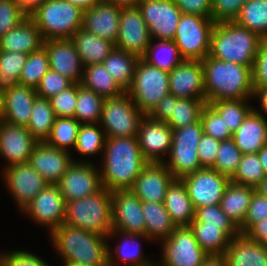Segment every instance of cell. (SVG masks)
Returning <instances> with one entry per match:
<instances>
[{
  "instance_id": "obj_58",
  "label": "cell",
  "mask_w": 267,
  "mask_h": 266,
  "mask_svg": "<svg viewBox=\"0 0 267 266\" xmlns=\"http://www.w3.org/2000/svg\"><path fill=\"white\" fill-rule=\"evenodd\" d=\"M254 89L267 87V39H263L252 69Z\"/></svg>"
},
{
  "instance_id": "obj_11",
  "label": "cell",
  "mask_w": 267,
  "mask_h": 266,
  "mask_svg": "<svg viewBox=\"0 0 267 266\" xmlns=\"http://www.w3.org/2000/svg\"><path fill=\"white\" fill-rule=\"evenodd\" d=\"M161 258L158 266H201L208 254L200 247L189 226L176 227L161 241Z\"/></svg>"
},
{
  "instance_id": "obj_28",
  "label": "cell",
  "mask_w": 267,
  "mask_h": 266,
  "mask_svg": "<svg viewBox=\"0 0 267 266\" xmlns=\"http://www.w3.org/2000/svg\"><path fill=\"white\" fill-rule=\"evenodd\" d=\"M35 88L15 84L4 92L3 121L27 127L34 100L37 98Z\"/></svg>"
},
{
  "instance_id": "obj_61",
  "label": "cell",
  "mask_w": 267,
  "mask_h": 266,
  "mask_svg": "<svg viewBox=\"0 0 267 266\" xmlns=\"http://www.w3.org/2000/svg\"><path fill=\"white\" fill-rule=\"evenodd\" d=\"M244 234L253 241L267 245V218L253 224Z\"/></svg>"
},
{
  "instance_id": "obj_36",
  "label": "cell",
  "mask_w": 267,
  "mask_h": 266,
  "mask_svg": "<svg viewBox=\"0 0 267 266\" xmlns=\"http://www.w3.org/2000/svg\"><path fill=\"white\" fill-rule=\"evenodd\" d=\"M139 59L138 56L115 47L102 64L118 85L126 92L132 84Z\"/></svg>"
},
{
  "instance_id": "obj_13",
  "label": "cell",
  "mask_w": 267,
  "mask_h": 266,
  "mask_svg": "<svg viewBox=\"0 0 267 266\" xmlns=\"http://www.w3.org/2000/svg\"><path fill=\"white\" fill-rule=\"evenodd\" d=\"M137 7L151 39L173 40L182 14L174 0H140Z\"/></svg>"
},
{
  "instance_id": "obj_55",
  "label": "cell",
  "mask_w": 267,
  "mask_h": 266,
  "mask_svg": "<svg viewBox=\"0 0 267 266\" xmlns=\"http://www.w3.org/2000/svg\"><path fill=\"white\" fill-rule=\"evenodd\" d=\"M248 0H211V19L215 23L235 21Z\"/></svg>"
},
{
  "instance_id": "obj_40",
  "label": "cell",
  "mask_w": 267,
  "mask_h": 266,
  "mask_svg": "<svg viewBox=\"0 0 267 266\" xmlns=\"http://www.w3.org/2000/svg\"><path fill=\"white\" fill-rule=\"evenodd\" d=\"M55 118L49 99L37 97L26 128L38 142H43L50 135Z\"/></svg>"
},
{
  "instance_id": "obj_68",
  "label": "cell",
  "mask_w": 267,
  "mask_h": 266,
  "mask_svg": "<svg viewBox=\"0 0 267 266\" xmlns=\"http://www.w3.org/2000/svg\"><path fill=\"white\" fill-rule=\"evenodd\" d=\"M256 191L267 198V175L265 179L256 188Z\"/></svg>"
},
{
  "instance_id": "obj_10",
  "label": "cell",
  "mask_w": 267,
  "mask_h": 266,
  "mask_svg": "<svg viewBox=\"0 0 267 266\" xmlns=\"http://www.w3.org/2000/svg\"><path fill=\"white\" fill-rule=\"evenodd\" d=\"M144 116L124 92L116 97L104 98L99 125L106 137H136Z\"/></svg>"
},
{
  "instance_id": "obj_18",
  "label": "cell",
  "mask_w": 267,
  "mask_h": 266,
  "mask_svg": "<svg viewBox=\"0 0 267 266\" xmlns=\"http://www.w3.org/2000/svg\"><path fill=\"white\" fill-rule=\"evenodd\" d=\"M111 211L112 231L145 235L142 201L130 189L111 192Z\"/></svg>"
},
{
  "instance_id": "obj_54",
  "label": "cell",
  "mask_w": 267,
  "mask_h": 266,
  "mask_svg": "<svg viewBox=\"0 0 267 266\" xmlns=\"http://www.w3.org/2000/svg\"><path fill=\"white\" fill-rule=\"evenodd\" d=\"M27 17L17 0H0V38Z\"/></svg>"
},
{
  "instance_id": "obj_29",
  "label": "cell",
  "mask_w": 267,
  "mask_h": 266,
  "mask_svg": "<svg viewBox=\"0 0 267 266\" xmlns=\"http://www.w3.org/2000/svg\"><path fill=\"white\" fill-rule=\"evenodd\" d=\"M224 256L227 266H267V245L239 234L230 240Z\"/></svg>"
},
{
  "instance_id": "obj_1",
  "label": "cell",
  "mask_w": 267,
  "mask_h": 266,
  "mask_svg": "<svg viewBox=\"0 0 267 266\" xmlns=\"http://www.w3.org/2000/svg\"><path fill=\"white\" fill-rule=\"evenodd\" d=\"M100 167L102 185L107 190L131 189L148 161L136 137H107Z\"/></svg>"
},
{
  "instance_id": "obj_5",
  "label": "cell",
  "mask_w": 267,
  "mask_h": 266,
  "mask_svg": "<svg viewBox=\"0 0 267 266\" xmlns=\"http://www.w3.org/2000/svg\"><path fill=\"white\" fill-rule=\"evenodd\" d=\"M64 224L107 237L112 231L111 191L103 187L92 195L66 202Z\"/></svg>"
},
{
  "instance_id": "obj_31",
  "label": "cell",
  "mask_w": 267,
  "mask_h": 266,
  "mask_svg": "<svg viewBox=\"0 0 267 266\" xmlns=\"http://www.w3.org/2000/svg\"><path fill=\"white\" fill-rule=\"evenodd\" d=\"M43 44L44 39L39 28L29 17L0 38V50L7 52L30 54Z\"/></svg>"
},
{
  "instance_id": "obj_46",
  "label": "cell",
  "mask_w": 267,
  "mask_h": 266,
  "mask_svg": "<svg viewBox=\"0 0 267 266\" xmlns=\"http://www.w3.org/2000/svg\"><path fill=\"white\" fill-rule=\"evenodd\" d=\"M50 70L48 53L44 46L28 54L19 76L18 84L36 88L42 77Z\"/></svg>"
},
{
  "instance_id": "obj_35",
  "label": "cell",
  "mask_w": 267,
  "mask_h": 266,
  "mask_svg": "<svg viewBox=\"0 0 267 266\" xmlns=\"http://www.w3.org/2000/svg\"><path fill=\"white\" fill-rule=\"evenodd\" d=\"M142 212L146 225L145 235L151 242L167 239L174 232L176 225L163 202L142 201Z\"/></svg>"
},
{
  "instance_id": "obj_39",
  "label": "cell",
  "mask_w": 267,
  "mask_h": 266,
  "mask_svg": "<svg viewBox=\"0 0 267 266\" xmlns=\"http://www.w3.org/2000/svg\"><path fill=\"white\" fill-rule=\"evenodd\" d=\"M157 41V43H155ZM142 59L156 68L170 72L183 59L173 40L151 39Z\"/></svg>"
},
{
  "instance_id": "obj_16",
  "label": "cell",
  "mask_w": 267,
  "mask_h": 266,
  "mask_svg": "<svg viewBox=\"0 0 267 266\" xmlns=\"http://www.w3.org/2000/svg\"><path fill=\"white\" fill-rule=\"evenodd\" d=\"M207 102L204 99H179L168 94L148 114L154 120L166 122L173 130L198 122Z\"/></svg>"
},
{
  "instance_id": "obj_45",
  "label": "cell",
  "mask_w": 267,
  "mask_h": 266,
  "mask_svg": "<svg viewBox=\"0 0 267 266\" xmlns=\"http://www.w3.org/2000/svg\"><path fill=\"white\" fill-rule=\"evenodd\" d=\"M249 101V99H230L215 101L209 104L219 113L226 127L234 133L243 124L244 119L254 108L249 104Z\"/></svg>"
},
{
  "instance_id": "obj_60",
  "label": "cell",
  "mask_w": 267,
  "mask_h": 266,
  "mask_svg": "<svg viewBox=\"0 0 267 266\" xmlns=\"http://www.w3.org/2000/svg\"><path fill=\"white\" fill-rule=\"evenodd\" d=\"M183 14L211 18V0H174Z\"/></svg>"
},
{
  "instance_id": "obj_42",
  "label": "cell",
  "mask_w": 267,
  "mask_h": 266,
  "mask_svg": "<svg viewBox=\"0 0 267 266\" xmlns=\"http://www.w3.org/2000/svg\"><path fill=\"white\" fill-rule=\"evenodd\" d=\"M104 98L96 92L78 83V96L74 118L80 124H95L100 122Z\"/></svg>"
},
{
  "instance_id": "obj_22",
  "label": "cell",
  "mask_w": 267,
  "mask_h": 266,
  "mask_svg": "<svg viewBox=\"0 0 267 266\" xmlns=\"http://www.w3.org/2000/svg\"><path fill=\"white\" fill-rule=\"evenodd\" d=\"M169 89L179 99H204V69L201 61L182 60L169 72Z\"/></svg>"
},
{
  "instance_id": "obj_14",
  "label": "cell",
  "mask_w": 267,
  "mask_h": 266,
  "mask_svg": "<svg viewBox=\"0 0 267 266\" xmlns=\"http://www.w3.org/2000/svg\"><path fill=\"white\" fill-rule=\"evenodd\" d=\"M185 184L194 209L218 205L231 181L213 168H201L181 178Z\"/></svg>"
},
{
  "instance_id": "obj_62",
  "label": "cell",
  "mask_w": 267,
  "mask_h": 266,
  "mask_svg": "<svg viewBox=\"0 0 267 266\" xmlns=\"http://www.w3.org/2000/svg\"><path fill=\"white\" fill-rule=\"evenodd\" d=\"M253 98H256L259 100L260 102V108H257L254 106V110L260 114L263 115L264 117H266L265 115L267 114V87L263 88V89H254V94H253ZM261 109V111L259 110ZM263 112L265 114H263Z\"/></svg>"
},
{
  "instance_id": "obj_52",
  "label": "cell",
  "mask_w": 267,
  "mask_h": 266,
  "mask_svg": "<svg viewBox=\"0 0 267 266\" xmlns=\"http://www.w3.org/2000/svg\"><path fill=\"white\" fill-rule=\"evenodd\" d=\"M73 84L74 82L68 77L50 69L42 77L35 90L38 97L49 99L68 89Z\"/></svg>"
},
{
  "instance_id": "obj_34",
  "label": "cell",
  "mask_w": 267,
  "mask_h": 266,
  "mask_svg": "<svg viewBox=\"0 0 267 266\" xmlns=\"http://www.w3.org/2000/svg\"><path fill=\"white\" fill-rule=\"evenodd\" d=\"M255 190L253 187L230 181L224 191L220 202L221 209L238 228L245 220Z\"/></svg>"
},
{
  "instance_id": "obj_44",
  "label": "cell",
  "mask_w": 267,
  "mask_h": 266,
  "mask_svg": "<svg viewBox=\"0 0 267 266\" xmlns=\"http://www.w3.org/2000/svg\"><path fill=\"white\" fill-rule=\"evenodd\" d=\"M101 128L99 123L81 124L74 150L83 157L103 153L107 137Z\"/></svg>"
},
{
  "instance_id": "obj_47",
  "label": "cell",
  "mask_w": 267,
  "mask_h": 266,
  "mask_svg": "<svg viewBox=\"0 0 267 266\" xmlns=\"http://www.w3.org/2000/svg\"><path fill=\"white\" fill-rule=\"evenodd\" d=\"M28 54L0 50V90L4 93L19 82Z\"/></svg>"
},
{
  "instance_id": "obj_50",
  "label": "cell",
  "mask_w": 267,
  "mask_h": 266,
  "mask_svg": "<svg viewBox=\"0 0 267 266\" xmlns=\"http://www.w3.org/2000/svg\"><path fill=\"white\" fill-rule=\"evenodd\" d=\"M195 220L207 225L219 226L231 239L240 234L239 228L222 211L220 204L196 208Z\"/></svg>"
},
{
  "instance_id": "obj_33",
  "label": "cell",
  "mask_w": 267,
  "mask_h": 266,
  "mask_svg": "<svg viewBox=\"0 0 267 266\" xmlns=\"http://www.w3.org/2000/svg\"><path fill=\"white\" fill-rule=\"evenodd\" d=\"M71 40L75 44L83 67L102 63L115 48L114 43L98 37L83 27L74 33Z\"/></svg>"
},
{
  "instance_id": "obj_7",
  "label": "cell",
  "mask_w": 267,
  "mask_h": 266,
  "mask_svg": "<svg viewBox=\"0 0 267 266\" xmlns=\"http://www.w3.org/2000/svg\"><path fill=\"white\" fill-rule=\"evenodd\" d=\"M137 108L148 115L170 93L169 72L138 60L130 88L126 91Z\"/></svg>"
},
{
  "instance_id": "obj_59",
  "label": "cell",
  "mask_w": 267,
  "mask_h": 266,
  "mask_svg": "<svg viewBox=\"0 0 267 266\" xmlns=\"http://www.w3.org/2000/svg\"><path fill=\"white\" fill-rule=\"evenodd\" d=\"M220 145V140L214 139L211 136L203 134L198 146V159L203 168H211L217 156V151Z\"/></svg>"
},
{
  "instance_id": "obj_20",
  "label": "cell",
  "mask_w": 267,
  "mask_h": 266,
  "mask_svg": "<svg viewBox=\"0 0 267 266\" xmlns=\"http://www.w3.org/2000/svg\"><path fill=\"white\" fill-rule=\"evenodd\" d=\"M137 138L148 162H164L172 146L173 129L166 122L145 115L140 121Z\"/></svg>"
},
{
  "instance_id": "obj_2",
  "label": "cell",
  "mask_w": 267,
  "mask_h": 266,
  "mask_svg": "<svg viewBox=\"0 0 267 266\" xmlns=\"http://www.w3.org/2000/svg\"><path fill=\"white\" fill-rule=\"evenodd\" d=\"M204 69L206 102L253 99L252 68L242 64L206 56L201 61Z\"/></svg>"
},
{
  "instance_id": "obj_49",
  "label": "cell",
  "mask_w": 267,
  "mask_h": 266,
  "mask_svg": "<svg viewBox=\"0 0 267 266\" xmlns=\"http://www.w3.org/2000/svg\"><path fill=\"white\" fill-rule=\"evenodd\" d=\"M241 156L242 153L232 138L220 141L215 163L211 168L231 179L239 166Z\"/></svg>"
},
{
  "instance_id": "obj_64",
  "label": "cell",
  "mask_w": 267,
  "mask_h": 266,
  "mask_svg": "<svg viewBox=\"0 0 267 266\" xmlns=\"http://www.w3.org/2000/svg\"><path fill=\"white\" fill-rule=\"evenodd\" d=\"M201 266H227L224 255H208Z\"/></svg>"
},
{
  "instance_id": "obj_12",
  "label": "cell",
  "mask_w": 267,
  "mask_h": 266,
  "mask_svg": "<svg viewBox=\"0 0 267 266\" xmlns=\"http://www.w3.org/2000/svg\"><path fill=\"white\" fill-rule=\"evenodd\" d=\"M34 223L47 227L49 235L65 222L66 201L57 184H47L22 210Z\"/></svg>"
},
{
  "instance_id": "obj_63",
  "label": "cell",
  "mask_w": 267,
  "mask_h": 266,
  "mask_svg": "<svg viewBox=\"0 0 267 266\" xmlns=\"http://www.w3.org/2000/svg\"><path fill=\"white\" fill-rule=\"evenodd\" d=\"M47 0H17L22 11L29 16Z\"/></svg>"
},
{
  "instance_id": "obj_48",
  "label": "cell",
  "mask_w": 267,
  "mask_h": 266,
  "mask_svg": "<svg viewBox=\"0 0 267 266\" xmlns=\"http://www.w3.org/2000/svg\"><path fill=\"white\" fill-rule=\"evenodd\" d=\"M265 177L266 173L263 170L258 154L253 153L242 154L239 166L230 180L256 189Z\"/></svg>"
},
{
  "instance_id": "obj_41",
  "label": "cell",
  "mask_w": 267,
  "mask_h": 266,
  "mask_svg": "<svg viewBox=\"0 0 267 266\" xmlns=\"http://www.w3.org/2000/svg\"><path fill=\"white\" fill-rule=\"evenodd\" d=\"M234 22L267 39V0H248Z\"/></svg>"
},
{
  "instance_id": "obj_21",
  "label": "cell",
  "mask_w": 267,
  "mask_h": 266,
  "mask_svg": "<svg viewBox=\"0 0 267 266\" xmlns=\"http://www.w3.org/2000/svg\"><path fill=\"white\" fill-rule=\"evenodd\" d=\"M71 151L51 147L43 142H38L29 158V164L44 178L48 184H57L74 160Z\"/></svg>"
},
{
  "instance_id": "obj_15",
  "label": "cell",
  "mask_w": 267,
  "mask_h": 266,
  "mask_svg": "<svg viewBox=\"0 0 267 266\" xmlns=\"http://www.w3.org/2000/svg\"><path fill=\"white\" fill-rule=\"evenodd\" d=\"M57 185L66 202L87 197L103 188L99 168L87 159L73 162Z\"/></svg>"
},
{
  "instance_id": "obj_25",
  "label": "cell",
  "mask_w": 267,
  "mask_h": 266,
  "mask_svg": "<svg viewBox=\"0 0 267 266\" xmlns=\"http://www.w3.org/2000/svg\"><path fill=\"white\" fill-rule=\"evenodd\" d=\"M43 46L48 53L51 70L74 83H81L84 67L71 39H47Z\"/></svg>"
},
{
  "instance_id": "obj_19",
  "label": "cell",
  "mask_w": 267,
  "mask_h": 266,
  "mask_svg": "<svg viewBox=\"0 0 267 266\" xmlns=\"http://www.w3.org/2000/svg\"><path fill=\"white\" fill-rule=\"evenodd\" d=\"M150 42L149 28L139 8H122L115 47L142 58Z\"/></svg>"
},
{
  "instance_id": "obj_57",
  "label": "cell",
  "mask_w": 267,
  "mask_h": 266,
  "mask_svg": "<svg viewBox=\"0 0 267 266\" xmlns=\"http://www.w3.org/2000/svg\"><path fill=\"white\" fill-rule=\"evenodd\" d=\"M267 218V198L256 190L243 224L239 227L240 234H244L253 224Z\"/></svg>"
},
{
  "instance_id": "obj_53",
  "label": "cell",
  "mask_w": 267,
  "mask_h": 266,
  "mask_svg": "<svg viewBox=\"0 0 267 266\" xmlns=\"http://www.w3.org/2000/svg\"><path fill=\"white\" fill-rule=\"evenodd\" d=\"M78 96V83H74L68 89L58 95L49 98L55 117H74Z\"/></svg>"
},
{
  "instance_id": "obj_24",
  "label": "cell",
  "mask_w": 267,
  "mask_h": 266,
  "mask_svg": "<svg viewBox=\"0 0 267 266\" xmlns=\"http://www.w3.org/2000/svg\"><path fill=\"white\" fill-rule=\"evenodd\" d=\"M175 178L163 162H148L130 189L141 201L163 202Z\"/></svg>"
},
{
  "instance_id": "obj_23",
  "label": "cell",
  "mask_w": 267,
  "mask_h": 266,
  "mask_svg": "<svg viewBox=\"0 0 267 266\" xmlns=\"http://www.w3.org/2000/svg\"><path fill=\"white\" fill-rule=\"evenodd\" d=\"M37 143L25 126L0 121V156L6 160L4 168L13 164L28 163Z\"/></svg>"
},
{
  "instance_id": "obj_8",
  "label": "cell",
  "mask_w": 267,
  "mask_h": 266,
  "mask_svg": "<svg viewBox=\"0 0 267 266\" xmlns=\"http://www.w3.org/2000/svg\"><path fill=\"white\" fill-rule=\"evenodd\" d=\"M204 134L201 120L173 130L172 146L164 164L175 179L203 168L198 159L197 146Z\"/></svg>"
},
{
  "instance_id": "obj_4",
  "label": "cell",
  "mask_w": 267,
  "mask_h": 266,
  "mask_svg": "<svg viewBox=\"0 0 267 266\" xmlns=\"http://www.w3.org/2000/svg\"><path fill=\"white\" fill-rule=\"evenodd\" d=\"M262 38L236 22L215 23L209 56L253 69Z\"/></svg>"
},
{
  "instance_id": "obj_30",
  "label": "cell",
  "mask_w": 267,
  "mask_h": 266,
  "mask_svg": "<svg viewBox=\"0 0 267 266\" xmlns=\"http://www.w3.org/2000/svg\"><path fill=\"white\" fill-rule=\"evenodd\" d=\"M232 139L242 154L257 153L267 144V118L253 109L233 133Z\"/></svg>"
},
{
  "instance_id": "obj_32",
  "label": "cell",
  "mask_w": 267,
  "mask_h": 266,
  "mask_svg": "<svg viewBox=\"0 0 267 266\" xmlns=\"http://www.w3.org/2000/svg\"><path fill=\"white\" fill-rule=\"evenodd\" d=\"M163 204L176 227L189 226L195 219V209L181 179L168 186Z\"/></svg>"
},
{
  "instance_id": "obj_69",
  "label": "cell",
  "mask_w": 267,
  "mask_h": 266,
  "mask_svg": "<svg viewBox=\"0 0 267 266\" xmlns=\"http://www.w3.org/2000/svg\"><path fill=\"white\" fill-rule=\"evenodd\" d=\"M4 113V93L0 90V121L3 119Z\"/></svg>"
},
{
  "instance_id": "obj_6",
  "label": "cell",
  "mask_w": 267,
  "mask_h": 266,
  "mask_svg": "<svg viewBox=\"0 0 267 266\" xmlns=\"http://www.w3.org/2000/svg\"><path fill=\"white\" fill-rule=\"evenodd\" d=\"M28 17L44 40L71 39L82 27L83 10L66 0H47Z\"/></svg>"
},
{
  "instance_id": "obj_56",
  "label": "cell",
  "mask_w": 267,
  "mask_h": 266,
  "mask_svg": "<svg viewBox=\"0 0 267 266\" xmlns=\"http://www.w3.org/2000/svg\"><path fill=\"white\" fill-rule=\"evenodd\" d=\"M1 266H50L46 260L25 250H9L0 254Z\"/></svg>"
},
{
  "instance_id": "obj_17",
  "label": "cell",
  "mask_w": 267,
  "mask_h": 266,
  "mask_svg": "<svg viewBox=\"0 0 267 266\" xmlns=\"http://www.w3.org/2000/svg\"><path fill=\"white\" fill-rule=\"evenodd\" d=\"M3 169L2 179L20 211L48 184L29 162L13 164Z\"/></svg>"
},
{
  "instance_id": "obj_51",
  "label": "cell",
  "mask_w": 267,
  "mask_h": 266,
  "mask_svg": "<svg viewBox=\"0 0 267 266\" xmlns=\"http://www.w3.org/2000/svg\"><path fill=\"white\" fill-rule=\"evenodd\" d=\"M200 120L204 134L220 141L232 138L233 133L226 127L219 113L210 104L207 103L203 108Z\"/></svg>"
},
{
  "instance_id": "obj_37",
  "label": "cell",
  "mask_w": 267,
  "mask_h": 266,
  "mask_svg": "<svg viewBox=\"0 0 267 266\" xmlns=\"http://www.w3.org/2000/svg\"><path fill=\"white\" fill-rule=\"evenodd\" d=\"M80 84L103 98L116 97L125 92L102 63L85 66Z\"/></svg>"
},
{
  "instance_id": "obj_27",
  "label": "cell",
  "mask_w": 267,
  "mask_h": 266,
  "mask_svg": "<svg viewBox=\"0 0 267 266\" xmlns=\"http://www.w3.org/2000/svg\"><path fill=\"white\" fill-rule=\"evenodd\" d=\"M115 235H119L118 237L121 236V242H119L118 245H116L115 250L111 249L109 243H108V266H119L118 260H120V265L121 266H153L155 263L154 260L152 261L151 258H145L143 255V251L141 250L140 247V240L144 239V241H149L151 240L144 234H136V233H124L121 231H111L107 235V239H111L113 236L116 237ZM138 243H137V242ZM112 250L115 252H112ZM116 255V256H115ZM116 259H115V258ZM116 262H115V260ZM118 264V265H117Z\"/></svg>"
},
{
  "instance_id": "obj_38",
  "label": "cell",
  "mask_w": 267,
  "mask_h": 266,
  "mask_svg": "<svg viewBox=\"0 0 267 266\" xmlns=\"http://www.w3.org/2000/svg\"><path fill=\"white\" fill-rule=\"evenodd\" d=\"M200 247L208 255H224L231 238L219 226L207 225L195 219L189 225Z\"/></svg>"
},
{
  "instance_id": "obj_3",
  "label": "cell",
  "mask_w": 267,
  "mask_h": 266,
  "mask_svg": "<svg viewBox=\"0 0 267 266\" xmlns=\"http://www.w3.org/2000/svg\"><path fill=\"white\" fill-rule=\"evenodd\" d=\"M49 236L62 262L108 265L109 241L106 236L66 224H62Z\"/></svg>"
},
{
  "instance_id": "obj_65",
  "label": "cell",
  "mask_w": 267,
  "mask_h": 266,
  "mask_svg": "<svg viewBox=\"0 0 267 266\" xmlns=\"http://www.w3.org/2000/svg\"><path fill=\"white\" fill-rule=\"evenodd\" d=\"M66 1L70 2L72 5L78 6L81 10L84 11L90 9L101 0H66Z\"/></svg>"
},
{
  "instance_id": "obj_67",
  "label": "cell",
  "mask_w": 267,
  "mask_h": 266,
  "mask_svg": "<svg viewBox=\"0 0 267 266\" xmlns=\"http://www.w3.org/2000/svg\"><path fill=\"white\" fill-rule=\"evenodd\" d=\"M259 160L262 164L263 170L267 175V144H265L258 152Z\"/></svg>"
},
{
  "instance_id": "obj_43",
  "label": "cell",
  "mask_w": 267,
  "mask_h": 266,
  "mask_svg": "<svg viewBox=\"0 0 267 266\" xmlns=\"http://www.w3.org/2000/svg\"><path fill=\"white\" fill-rule=\"evenodd\" d=\"M81 124L74 117H56L50 135L44 141L51 147L69 151L76 145Z\"/></svg>"
},
{
  "instance_id": "obj_26",
  "label": "cell",
  "mask_w": 267,
  "mask_h": 266,
  "mask_svg": "<svg viewBox=\"0 0 267 266\" xmlns=\"http://www.w3.org/2000/svg\"><path fill=\"white\" fill-rule=\"evenodd\" d=\"M121 9L101 0L90 9L83 11L82 27L115 44L119 32Z\"/></svg>"
},
{
  "instance_id": "obj_70",
  "label": "cell",
  "mask_w": 267,
  "mask_h": 266,
  "mask_svg": "<svg viewBox=\"0 0 267 266\" xmlns=\"http://www.w3.org/2000/svg\"><path fill=\"white\" fill-rule=\"evenodd\" d=\"M63 266H108V265H87L83 263H71V262H62Z\"/></svg>"
},
{
  "instance_id": "obj_9",
  "label": "cell",
  "mask_w": 267,
  "mask_h": 266,
  "mask_svg": "<svg viewBox=\"0 0 267 266\" xmlns=\"http://www.w3.org/2000/svg\"><path fill=\"white\" fill-rule=\"evenodd\" d=\"M214 24L211 18L181 14L173 41L183 60L202 61L209 55Z\"/></svg>"
},
{
  "instance_id": "obj_66",
  "label": "cell",
  "mask_w": 267,
  "mask_h": 266,
  "mask_svg": "<svg viewBox=\"0 0 267 266\" xmlns=\"http://www.w3.org/2000/svg\"><path fill=\"white\" fill-rule=\"evenodd\" d=\"M120 8L136 7L140 0H102Z\"/></svg>"
}]
</instances>
